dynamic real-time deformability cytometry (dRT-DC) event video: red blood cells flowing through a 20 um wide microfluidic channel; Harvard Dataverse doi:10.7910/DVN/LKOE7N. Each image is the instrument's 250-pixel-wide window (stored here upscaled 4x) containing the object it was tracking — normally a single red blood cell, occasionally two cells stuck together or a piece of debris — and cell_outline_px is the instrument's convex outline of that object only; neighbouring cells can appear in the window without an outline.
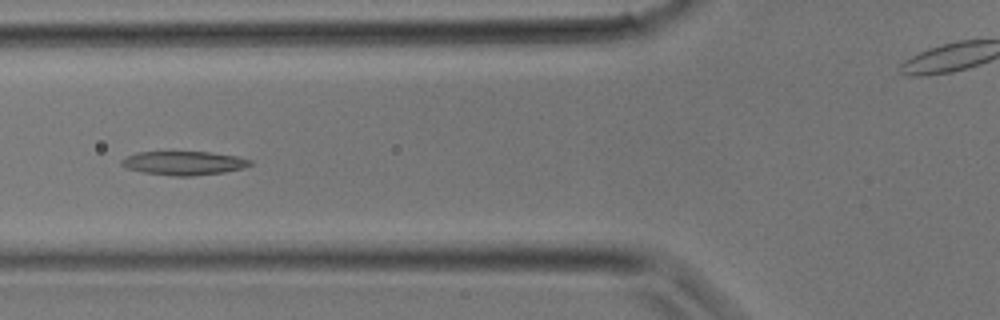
{"species": "common noctule bat (a hibernating species)", "species_latin": "Nyctalus noctula", "temperature_condition": "room temperature", "stored_images_in_passage": 32, "camera_frame_rate_fps": 3000, "um_per_image_px": 0.085, "animal": {"sex": "male", "body_mass_g": 17.9}, "frame": {"image": 1, "passage_image": 11, "time_ms": 3.333, "image_size_px": [1000, 320], "cell_outline_px": [[252, 164], [244, 168], [224, 172], [192, 176], [172, 176], [144, 172], [128, 168], [120, 164], [120, 160], [136, 152], [212, 152], [236, 156], [252, 160]], "centroid_in_image_um": [15.65, 13.86], "position_along_channel_um": 110.2, "area_um2": 17.8}}
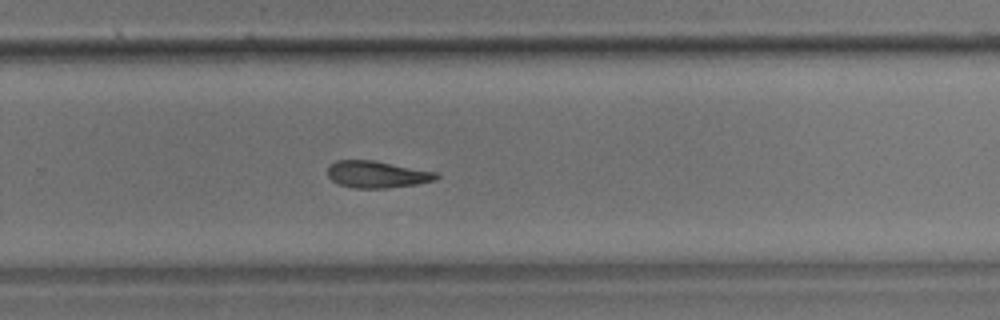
{"frame": {"image": 2, "passage_image": 20, "time_ms": 6.333, "image_size_px": [1000, 320], "cell_outline_px": [[440, 176], [436, 180], [416, 184], [388, 188], [356, 188], [336, 184], [328, 176], [328, 168], [336, 160], [376, 160], [436, 172]], "centroid_in_image_um": [32.05, 14.82], "position_along_channel_um": 297.7, "area_um2": 17.11}}
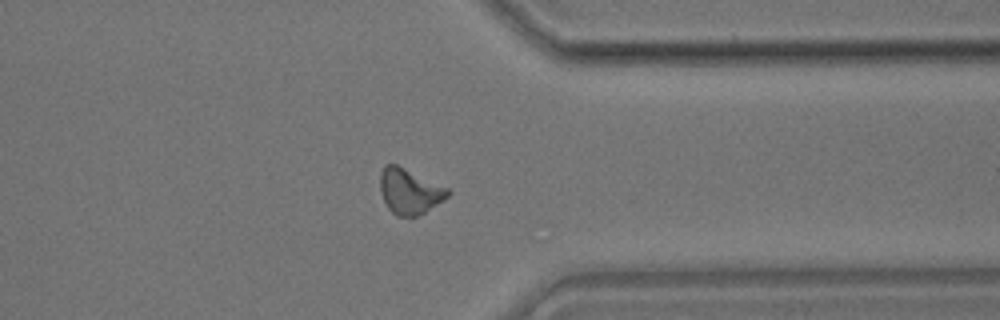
{"frame": {"image": 3, "passage_image": 24, "time_ms": 7.667, "image_size_px": [1000, 320], "cell_outline_px": [[452, 192], [448, 196], [424, 212], [416, 216], [396, 216], [388, 208], [380, 192], [380, 172], [384, 164], [396, 164], [448, 188]], "centroid_in_image_um": [34.78, 16.25], "position_along_channel_um": 376.6, "area_um2": 17.69}}